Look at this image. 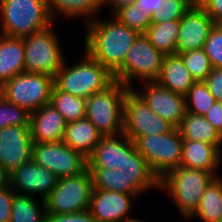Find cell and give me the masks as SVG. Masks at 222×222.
I'll return each mask as SVG.
<instances>
[{
	"mask_svg": "<svg viewBox=\"0 0 222 222\" xmlns=\"http://www.w3.org/2000/svg\"><path fill=\"white\" fill-rule=\"evenodd\" d=\"M84 51L114 73L125 60L127 52L139 33L111 19L96 18L85 25Z\"/></svg>",
	"mask_w": 222,
	"mask_h": 222,
	"instance_id": "1",
	"label": "cell"
},
{
	"mask_svg": "<svg viewBox=\"0 0 222 222\" xmlns=\"http://www.w3.org/2000/svg\"><path fill=\"white\" fill-rule=\"evenodd\" d=\"M81 58L72 65H67L65 59L54 77V85L61 91L87 99L95 92L106 89L115 79L108 68L85 51Z\"/></svg>",
	"mask_w": 222,
	"mask_h": 222,
	"instance_id": "2",
	"label": "cell"
},
{
	"mask_svg": "<svg viewBox=\"0 0 222 222\" xmlns=\"http://www.w3.org/2000/svg\"><path fill=\"white\" fill-rule=\"evenodd\" d=\"M0 34L23 38L45 30L55 22L46 0H0Z\"/></svg>",
	"mask_w": 222,
	"mask_h": 222,
	"instance_id": "3",
	"label": "cell"
},
{
	"mask_svg": "<svg viewBox=\"0 0 222 222\" xmlns=\"http://www.w3.org/2000/svg\"><path fill=\"white\" fill-rule=\"evenodd\" d=\"M213 179L215 176L210 172L179 166L160 180V191L169 194L180 215L187 221Z\"/></svg>",
	"mask_w": 222,
	"mask_h": 222,
	"instance_id": "4",
	"label": "cell"
},
{
	"mask_svg": "<svg viewBox=\"0 0 222 222\" xmlns=\"http://www.w3.org/2000/svg\"><path fill=\"white\" fill-rule=\"evenodd\" d=\"M130 90L115 80L106 89L95 92L86 99L87 118L102 136H117L123 133L124 101Z\"/></svg>",
	"mask_w": 222,
	"mask_h": 222,
	"instance_id": "5",
	"label": "cell"
},
{
	"mask_svg": "<svg viewBox=\"0 0 222 222\" xmlns=\"http://www.w3.org/2000/svg\"><path fill=\"white\" fill-rule=\"evenodd\" d=\"M134 144L159 181L181 164L183 138L178 128L167 134L139 137Z\"/></svg>",
	"mask_w": 222,
	"mask_h": 222,
	"instance_id": "6",
	"label": "cell"
},
{
	"mask_svg": "<svg viewBox=\"0 0 222 222\" xmlns=\"http://www.w3.org/2000/svg\"><path fill=\"white\" fill-rule=\"evenodd\" d=\"M164 55L144 34H139L127 52L123 64L113 73L114 79L132 89L133 79L143 82L156 81Z\"/></svg>",
	"mask_w": 222,
	"mask_h": 222,
	"instance_id": "7",
	"label": "cell"
},
{
	"mask_svg": "<svg viewBox=\"0 0 222 222\" xmlns=\"http://www.w3.org/2000/svg\"><path fill=\"white\" fill-rule=\"evenodd\" d=\"M53 26L23 37L25 72L46 74L54 78L62 67L66 58Z\"/></svg>",
	"mask_w": 222,
	"mask_h": 222,
	"instance_id": "8",
	"label": "cell"
},
{
	"mask_svg": "<svg viewBox=\"0 0 222 222\" xmlns=\"http://www.w3.org/2000/svg\"><path fill=\"white\" fill-rule=\"evenodd\" d=\"M92 190L93 178L88 168L82 173L62 177L45 198L46 213L70 214L88 210Z\"/></svg>",
	"mask_w": 222,
	"mask_h": 222,
	"instance_id": "9",
	"label": "cell"
},
{
	"mask_svg": "<svg viewBox=\"0 0 222 222\" xmlns=\"http://www.w3.org/2000/svg\"><path fill=\"white\" fill-rule=\"evenodd\" d=\"M53 86L52 76L24 72L5 82L1 86V95L7 101L32 113L50 103Z\"/></svg>",
	"mask_w": 222,
	"mask_h": 222,
	"instance_id": "10",
	"label": "cell"
},
{
	"mask_svg": "<svg viewBox=\"0 0 222 222\" xmlns=\"http://www.w3.org/2000/svg\"><path fill=\"white\" fill-rule=\"evenodd\" d=\"M175 127L155 114L144 101L130 89L124 101L123 133L135 142L146 135H161Z\"/></svg>",
	"mask_w": 222,
	"mask_h": 222,
	"instance_id": "11",
	"label": "cell"
},
{
	"mask_svg": "<svg viewBox=\"0 0 222 222\" xmlns=\"http://www.w3.org/2000/svg\"><path fill=\"white\" fill-rule=\"evenodd\" d=\"M32 160L59 179L82 173L87 168V159L63 141L33 143Z\"/></svg>",
	"mask_w": 222,
	"mask_h": 222,
	"instance_id": "12",
	"label": "cell"
},
{
	"mask_svg": "<svg viewBox=\"0 0 222 222\" xmlns=\"http://www.w3.org/2000/svg\"><path fill=\"white\" fill-rule=\"evenodd\" d=\"M145 84V85H144ZM144 90H132L159 117L178 128L186 114L185 95L166 89L156 81L143 82Z\"/></svg>",
	"mask_w": 222,
	"mask_h": 222,
	"instance_id": "13",
	"label": "cell"
},
{
	"mask_svg": "<svg viewBox=\"0 0 222 222\" xmlns=\"http://www.w3.org/2000/svg\"><path fill=\"white\" fill-rule=\"evenodd\" d=\"M30 126H8L0 130V165L10 175L32 160Z\"/></svg>",
	"mask_w": 222,
	"mask_h": 222,
	"instance_id": "14",
	"label": "cell"
},
{
	"mask_svg": "<svg viewBox=\"0 0 222 222\" xmlns=\"http://www.w3.org/2000/svg\"><path fill=\"white\" fill-rule=\"evenodd\" d=\"M58 177L47 168L37 165L33 160L21 165L9 175V186L16 194L45 198L52 192Z\"/></svg>",
	"mask_w": 222,
	"mask_h": 222,
	"instance_id": "15",
	"label": "cell"
},
{
	"mask_svg": "<svg viewBox=\"0 0 222 222\" xmlns=\"http://www.w3.org/2000/svg\"><path fill=\"white\" fill-rule=\"evenodd\" d=\"M214 24L213 19L196 2L180 19L176 54L203 48Z\"/></svg>",
	"mask_w": 222,
	"mask_h": 222,
	"instance_id": "16",
	"label": "cell"
},
{
	"mask_svg": "<svg viewBox=\"0 0 222 222\" xmlns=\"http://www.w3.org/2000/svg\"><path fill=\"white\" fill-rule=\"evenodd\" d=\"M135 198L132 194L93 189L89 210L96 222H123L132 217L129 213Z\"/></svg>",
	"mask_w": 222,
	"mask_h": 222,
	"instance_id": "17",
	"label": "cell"
},
{
	"mask_svg": "<svg viewBox=\"0 0 222 222\" xmlns=\"http://www.w3.org/2000/svg\"><path fill=\"white\" fill-rule=\"evenodd\" d=\"M135 147L124 133L117 136H103L87 158V168L118 169L125 156Z\"/></svg>",
	"mask_w": 222,
	"mask_h": 222,
	"instance_id": "18",
	"label": "cell"
},
{
	"mask_svg": "<svg viewBox=\"0 0 222 222\" xmlns=\"http://www.w3.org/2000/svg\"><path fill=\"white\" fill-rule=\"evenodd\" d=\"M66 125L65 118L50 103L30 114V132L34 143L62 141Z\"/></svg>",
	"mask_w": 222,
	"mask_h": 222,
	"instance_id": "19",
	"label": "cell"
},
{
	"mask_svg": "<svg viewBox=\"0 0 222 222\" xmlns=\"http://www.w3.org/2000/svg\"><path fill=\"white\" fill-rule=\"evenodd\" d=\"M221 160L222 152L215 145L183 139L180 166L210 172L218 177L216 171Z\"/></svg>",
	"mask_w": 222,
	"mask_h": 222,
	"instance_id": "20",
	"label": "cell"
},
{
	"mask_svg": "<svg viewBox=\"0 0 222 222\" xmlns=\"http://www.w3.org/2000/svg\"><path fill=\"white\" fill-rule=\"evenodd\" d=\"M118 169L126 177L127 183H131L140 194L149 189H160V181L136 147L125 156L124 163Z\"/></svg>",
	"mask_w": 222,
	"mask_h": 222,
	"instance_id": "21",
	"label": "cell"
},
{
	"mask_svg": "<svg viewBox=\"0 0 222 222\" xmlns=\"http://www.w3.org/2000/svg\"><path fill=\"white\" fill-rule=\"evenodd\" d=\"M156 82L166 89L185 95L196 82L179 54L164 55Z\"/></svg>",
	"mask_w": 222,
	"mask_h": 222,
	"instance_id": "22",
	"label": "cell"
},
{
	"mask_svg": "<svg viewBox=\"0 0 222 222\" xmlns=\"http://www.w3.org/2000/svg\"><path fill=\"white\" fill-rule=\"evenodd\" d=\"M102 137L94 124L84 118L67 123L62 141L87 159Z\"/></svg>",
	"mask_w": 222,
	"mask_h": 222,
	"instance_id": "23",
	"label": "cell"
},
{
	"mask_svg": "<svg viewBox=\"0 0 222 222\" xmlns=\"http://www.w3.org/2000/svg\"><path fill=\"white\" fill-rule=\"evenodd\" d=\"M24 72L23 38L0 34V86Z\"/></svg>",
	"mask_w": 222,
	"mask_h": 222,
	"instance_id": "24",
	"label": "cell"
},
{
	"mask_svg": "<svg viewBox=\"0 0 222 222\" xmlns=\"http://www.w3.org/2000/svg\"><path fill=\"white\" fill-rule=\"evenodd\" d=\"M47 8L53 20H57L58 15L65 18H82L85 25L95 20L101 11V0H46Z\"/></svg>",
	"mask_w": 222,
	"mask_h": 222,
	"instance_id": "25",
	"label": "cell"
},
{
	"mask_svg": "<svg viewBox=\"0 0 222 222\" xmlns=\"http://www.w3.org/2000/svg\"><path fill=\"white\" fill-rule=\"evenodd\" d=\"M178 129L183 139L203 141L222 152V136L204 116L186 112Z\"/></svg>",
	"mask_w": 222,
	"mask_h": 222,
	"instance_id": "26",
	"label": "cell"
},
{
	"mask_svg": "<svg viewBox=\"0 0 222 222\" xmlns=\"http://www.w3.org/2000/svg\"><path fill=\"white\" fill-rule=\"evenodd\" d=\"M201 222H218L222 219V178L218 175L205 189L196 211L188 218Z\"/></svg>",
	"mask_w": 222,
	"mask_h": 222,
	"instance_id": "27",
	"label": "cell"
},
{
	"mask_svg": "<svg viewBox=\"0 0 222 222\" xmlns=\"http://www.w3.org/2000/svg\"><path fill=\"white\" fill-rule=\"evenodd\" d=\"M180 20H169L160 24L151 23L144 35L163 55L176 54V42Z\"/></svg>",
	"mask_w": 222,
	"mask_h": 222,
	"instance_id": "28",
	"label": "cell"
},
{
	"mask_svg": "<svg viewBox=\"0 0 222 222\" xmlns=\"http://www.w3.org/2000/svg\"><path fill=\"white\" fill-rule=\"evenodd\" d=\"M45 200L14 192L10 222H45Z\"/></svg>",
	"mask_w": 222,
	"mask_h": 222,
	"instance_id": "29",
	"label": "cell"
},
{
	"mask_svg": "<svg viewBox=\"0 0 222 222\" xmlns=\"http://www.w3.org/2000/svg\"><path fill=\"white\" fill-rule=\"evenodd\" d=\"M93 178V189L105 191H117L125 194H132L138 198L141 194L127 183L126 177L119 170L108 168H88Z\"/></svg>",
	"mask_w": 222,
	"mask_h": 222,
	"instance_id": "30",
	"label": "cell"
},
{
	"mask_svg": "<svg viewBox=\"0 0 222 222\" xmlns=\"http://www.w3.org/2000/svg\"><path fill=\"white\" fill-rule=\"evenodd\" d=\"M50 104L67 123L85 118L86 99L61 91L55 85L51 91Z\"/></svg>",
	"mask_w": 222,
	"mask_h": 222,
	"instance_id": "31",
	"label": "cell"
},
{
	"mask_svg": "<svg viewBox=\"0 0 222 222\" xmlns=\"http://www.w3.org/2000/svg\"><path fill=\"white\" fill-rule=\"evenodd\" d=\"M110 12L120 23L136 30L139 34H144L152 22V17L134 2L115 6Z\"/></svg>",
	"mask_w": 222,
	"mask_h": 222,
	"instance_id": "32",
	"label": "cell"
},
{
	"mask_svg": "<svg viewBox=\"0 0 222 222\" xmlns=\"http://www.w3.org/2000/svg\"><path fill=\"white\" fill-rule=\"evenodd\" d=\"M185 100L186 112L200 116H205L216 101L204 81H196L185 94Z\"/></svg>",
	"mask_w": 222,
	"mask_h": 222,
	"instance_id": "33",
	"label": "cell"
},
{
	"mask_svg": "<svg viewBox=\"0 0 222 222\" xmlns=\"http://www.w3.org/2000/svg\"><path fill=\"white\" fill-rule=\"evenodd\" d=\"M195 81H204L213 69L203 48L179 54Z\"/></svg>",
	"mask_w": 222,
	"mask_h": 222,
	"instance_id": "34",
	"label": "cell"
},
{
	"mask_svg": "<svg viewBox=\"0 0 222 222\" xmlns=\"http://www.w3.org/2000/svg\"><path fill=\"white\" fill-rule=\"evenodd\" d=\"M30 114L0 96V130L8 126H30Z\"/></svg>",
	"mask_w": 222,
	"mask_h": 222,
	"instance_id": "35",
	"label": "cell"
},
{
	"mask_svg": "<svg viewBox=\"0 0 222 222\" xmlns=\"http://www.w3.org/2000/svg\"><path fill=\"white\" fill-rule=\"evenodd\" d=\"M195 3L196 0H162V8L154 13L151 23L180 20Z\"/></svg>",
	"mask_w": 222,
	"mask_h": 222,
	"instance_id": "36",
	"label": "cell"
},
{
	"mask_svg": "<svg viewBox=\"0 0 222 222\" xmlns=\"http://www.w3.org/2000/svg\"><path fill=\"white\" fill-rule=\"evenodd\" d=\"M213 68L222 69V25L214 24L203 45Z\"/></svg>",
	"mask_w": 222,
	"mask_h": 222,
	"instance_id": "37",
	"label": "cell"
},
{
	"mask_svg": "<svg viewBox=\"0 0 222 222\" xmlns=\"http://www.w3.org/2000/svg\"><path fill=\"white\" fill-rule=\"evenodd\" d=\"M45 222H96L91 211L84 210L70 214L46 213Z\"/></svg>",
	"mask_w": 222,
	"mask_h": 222,
	"instance_id": "38",
	"label": "cell"
},
{
	"mask_svg": "<svg viewBox=\"0 0 222 222\" xmlns=\"http://www.w3.org/2000/svg\"><path fill=\"white\" fill-rule=\"evenodd\" d=\"M216 101H222V69L213 68L204 80Z\"/></svg>",
	"mask_w": 222,
	"mask_h": 222,
	"instance_id": "39",
	"label": "cell"
},
{
	"mask_svg": "<svg viewBox=\"0 0 222 222\" xmlns=\"http://www.w3.org/2000/svg\"><path fill=\"white\" fill-rule=\"evenodd\" d=\"M13 197L10 186L0 189V222H10Z\"/></svg>",
	"mask_w": 222,
	"mask_h": 222,
	"instance_id": "40",
	"label": "cell"
},
{
	"mask_svg": "<svg viewBox=\"0 0 222 222\" xmlns=\"http://www.w3.org/2000/svg\"><path fill=\"white\" fill-rule=\"evenodd\" d=\"M196 2L215 24L222 23V0H196Z\"/></svg>",
	"mask_w": 222,
	"mask_h": 222,
	"instance_id": "41",
	"label": "cell"
},
{
	"mask_svg": "<svg viewBox=\"0 0 222 222\" xmlns=\"http://www.w3.org/2000/svg\"><path fill=\"white\" fill-rule=\"evenodd\" d=\"M204 117L222 136V101H215Z\"/></svg>",
	"mask_w": 222,
	"mask_h": 222,
	"instance_id": "42",
	"label": "cell"
},
{
	"mask_svg": "<svg viewBox=\"0 0 222 222\" xmlns=\"http://www.w3.org/2000/svg\"><path fill=\"white\" fill-rule=\"evenodd\" d=\"M134 3L151 17H153L155 12L162 8V0H136Z\"/></svg>",
	"mask_w": 222,
	"mask_h": 222,
	"instance_id": "43",
	"label": "cell"
},
{
	"mask_svg": "<svg viewBox=\"0 0 222 222\" xmlns=\"http://www.w3.org/2000/svg\"><path fill=\"white\" fill-rule=\"evenodd\" d=\"M134 1L136 0H101V6L102 8L107 6L111 11L115 6L123 5Z\"/></svg>",
	"mask_w": 222,
	"mask_h": 222,
	"instance_id": "44",
	"label": "cell"
},
{
	"mask_svg": "<svg viewBox=\"0 0 222 222\" xmlns=\"http://www.w3.org/2000/svg\"><path fill=\"white\" fill-rule=\"evenodd\" d=\"M9 187V174L0 165V189Z\"/></svg>",
	"mask_w": 222,
	"mask_h": 222,
	"instance_id": "45",
	"label": "cell"
},
{
	"mask_svg": "<svg viewBox=\"0 0 222 222\" xmlns=\"http://www.w3.org/2000/svg\"><path fill=\"white\" fill-rule=\"evenodd\" d=\"M123 222H143V221H141L135 217H130V218H127L126 220H124Z\"/></svg>",
	"mask_w": 222,
	"mask_h": 222,
	"instance_id": "46",
	"label": "cell"
}]
</instances>
